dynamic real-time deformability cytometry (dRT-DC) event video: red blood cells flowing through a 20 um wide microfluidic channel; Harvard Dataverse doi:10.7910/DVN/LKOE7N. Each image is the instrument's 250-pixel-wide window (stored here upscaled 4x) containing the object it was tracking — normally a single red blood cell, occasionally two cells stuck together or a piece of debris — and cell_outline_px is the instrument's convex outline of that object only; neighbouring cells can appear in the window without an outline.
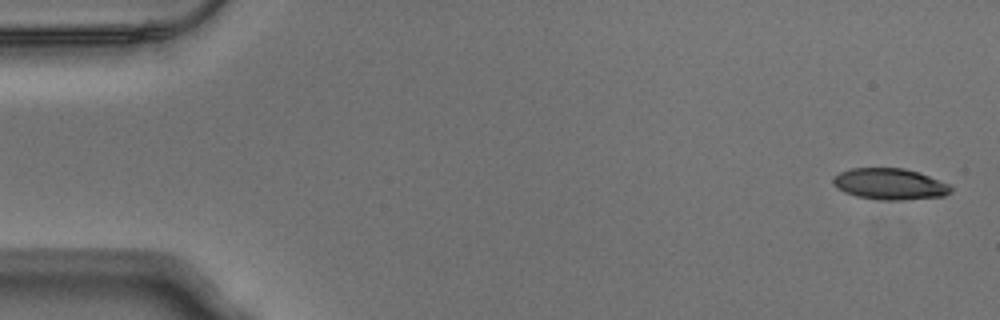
{"species": "Egyptian fruit bat (a non-hibernating species)", "species_latin": "Rousettus aegyptiacus", "temperature_condition": "warm", "stored_images_in_passage": 52, "camera_frame_rate_fps": 3000, "um_per_image_px": 0.085, "animal": {"sex": "male"}, "frame": {"image": 1, "passage_image": 1, "time_ms": 0.0, "image_size_px": [1000, 320], "cell_outline_px": [[952, 192], [944, 196], [904, 200], [876, 200], [856, 196], [844, 192], [836, 188], [832, 184], [832, 176], [840, 172], [852, 168], [904, 168], [928, 176], [948, 184], [952, 188]], "centroid_in_image_um": [75.58, 15.65], "position_along_channel_um": 9.4, "area_um2": 21.56}}
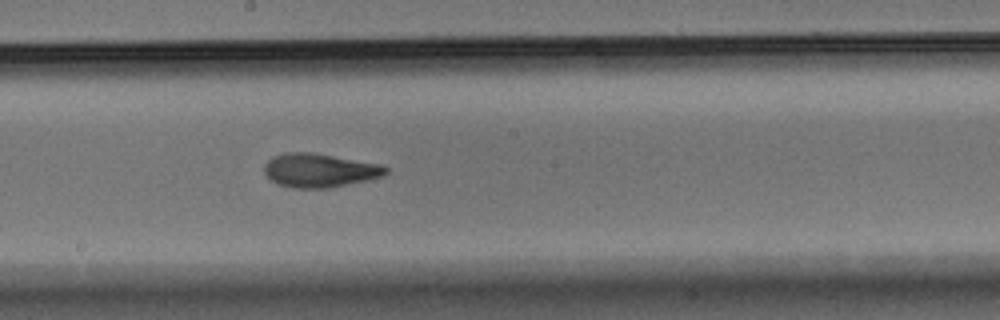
{"frame": {"image": 2, "passage_image": 28, "time_ms": 9.0, "image_size_px": [1000, 320], "cell_outline_px": [[388, 172], [384, 176], [368, 180], [328, 188], [292, 188], [276, 184], [264, 172], [264, 164], [272, 156], [284, 152], [312, 152], [384, 164], [388, 168]], "centroid_in_image_um": [27.18, 14.47], "position_along_channel_um": 221.0, "area_um2": 24.28}}
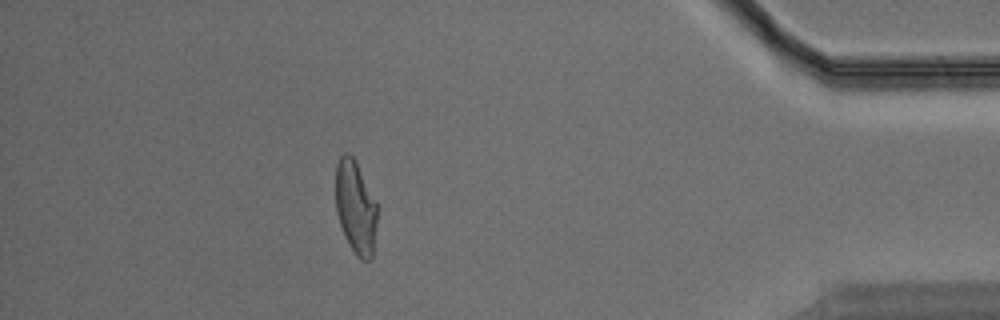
{"frame": {"image": 3, "passage_image": 46, "time_ms": 15.0, "image_size_px": [1000, 320], "cell_outline_px": [[376, 224], [372, 260], [360, 260], [356, 256], [348, 244], [344, 236], [336, 212], [336, 164], [340, 156], [344, 152], [348, 152], [356, 160], [376, 200]], "centroid_in_image_um": [30.22, 17.61], "position_along_channel_um": 405.0, "area_um2": 22.83}}